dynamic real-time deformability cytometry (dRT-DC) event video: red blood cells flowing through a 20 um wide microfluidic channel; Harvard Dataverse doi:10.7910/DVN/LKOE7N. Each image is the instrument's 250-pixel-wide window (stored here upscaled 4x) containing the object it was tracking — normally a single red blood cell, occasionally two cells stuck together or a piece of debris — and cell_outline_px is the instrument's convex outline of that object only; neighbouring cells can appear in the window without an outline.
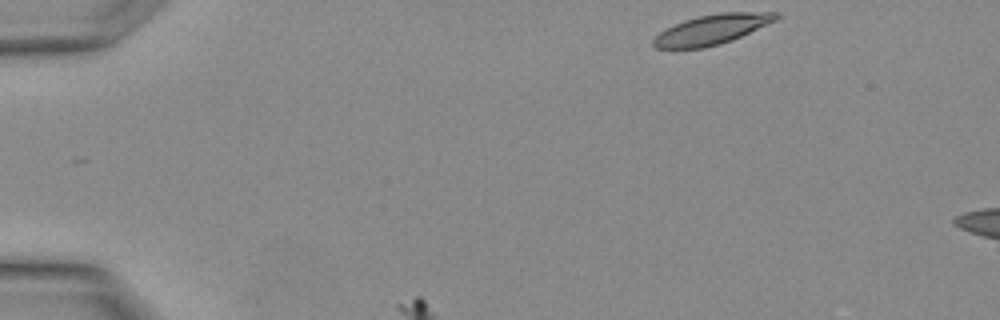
{"species": "Egyptian fruit bat (a non-hibernating species)", "species_latin": "Rousettus aegyptiacus", "temperature_condition": "warm", "stored_images_in_passage": 5, "camera_frame_rate_fps": 3000, "um_per_image_px": 0.085, "animal": {"sex": "female"}, "frame": {"image": 1, "passage_image": 1, "time_ms": 0.0, "image_size_px": [1000, 320], "cell_outline_px": [[780, 16], [776, 20], [732, 40], [720, 44], [704, 48], [656, 48], [652, 44], [652, 40], [660, 32], [684, 20], [700, 16], [724, 12], [780, 12]], "centroid_in_image_um": [60.53, 2.5], "position_along_channel_um": 24.5, "area_um2": 21.04}}